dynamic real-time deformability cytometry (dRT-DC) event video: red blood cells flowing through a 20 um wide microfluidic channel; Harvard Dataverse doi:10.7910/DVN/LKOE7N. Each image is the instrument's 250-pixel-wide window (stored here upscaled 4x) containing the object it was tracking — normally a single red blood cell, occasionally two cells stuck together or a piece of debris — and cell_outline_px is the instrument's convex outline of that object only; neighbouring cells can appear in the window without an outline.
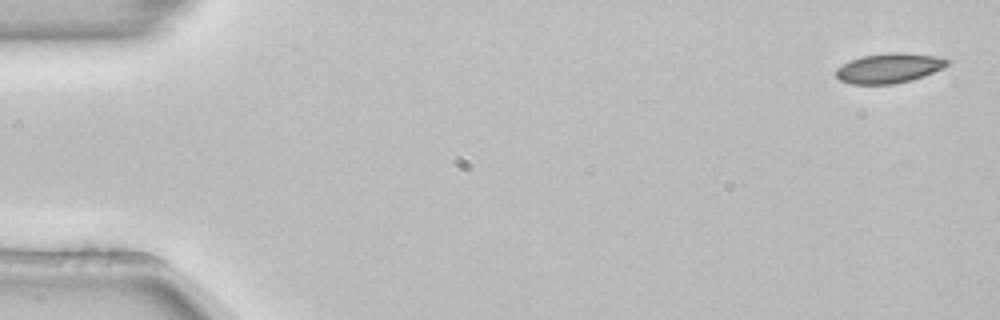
{"species": "common noctule bat (a hibernating species)", "species_latin": "Nyctalus noctula", "temperature_condition": "room temperature", "stored_images_in_passage": 3, "camera_frame_rate_fps": 3000, "um_per_image_px": 0.085, "animal": {"sex": "female", "body_mass_g": 22.7, "forearm_length_mm": 54.2}, "frame": {"image": 1, "passage_image": 1, "time_ms": 0.0, "image_size_px": [1000, 320], "cell_outline_px": [[948, 64], [944, 68], [924, 76], [912, 80], [892, 84], [852, 84], [840, 80], [836, 76], [836, 68], [852, 60], [864, 56], [892, 52], [900, 52], [936, 56], [948, 60]], "centroid_in_image_um": [75.59, 5.8], "position_along_channel_um": 9.4, "area_um2": 19.13}}